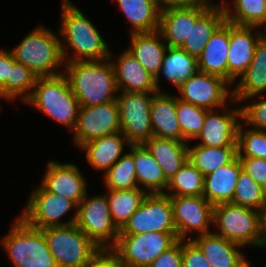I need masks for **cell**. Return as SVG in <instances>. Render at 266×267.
I'll use <instances>...</instances> for the list:
<instances>
[{
    "label": "cell",
    "mask_w": 266,
    "mask_h": 267,
    "mask_svg": "<svg viewBox=\"0 0 266 267\" xmlns=\"http://www.w3.org/2000/svg\"><path fill=\"white\" fill-rule=\"evenodd\" d=\"M61 2L62 17L59 34L63 37L60 41L64 62L108 59L111 51L97 27L71 1L62 0ZM64 42L66 44H63ZM68 48L73 50L74 55L68 54L70 53Z\"/></svg>",
    "instance_id": "1"
},
{
    "label": "cell",
    "mask_w": 266,
    "mask_h": 267,
    "mask_svg": "<svg viewBox=\"0 0 266 267\" xmlns=\"http://www.w3.org/2000/svg\"><path fill=\"white\" fill-rule=\"evenodd\" d=\"M64 75L80 106H94L116 100V78L110 59L65 62Z\"/></svg>",
    "instance_id": "2"
},
{
    "label": "cell",
    "mask_w": 266,
    "mask_h": 267,
    "mask_svg": "<svg viewBox=\"0 0 266 267\" xmlns=\"http://www.w3.org/2000/svg\"><path fill=\"white\" fill-rule=\"evenodd\" d=\"M24 102L71 132L75 129L80 103L64 74L38 77L31 95Z\"/></svg>",
    "instance_id": "3"
},
{
    "label": "cell",
    "mask_w": 266,
    "mask_h": 267,
    "mask_svg": "<svg viewBox=\"0 0 266 267\" xmlns=\"http://www.w3.org/2000/svg\"><path fill=\"white\" fill-rule=\"evenodd\" d=\"M37 26L21 42L11 49L15 61L22 63L38 77L56 76L64 73L57 70L65 65L59 35Z\"/></svg>",
    "instance_id": "4"
},
{
    "label": "cell",
    "mask_w": 266,
    "mask_h": 267,
    "mask_svg": "<svg viewBox=\"0 0 266 267\" xmlns=\"http://www.w3.org/2000/svg\"><path fill=\"white\" fill-rule=\"evenodd\" d=\"M213 224L217 235L245 246L263 247L265 242V214L262 211L233 203L214 206Z\"/></svg>",
    "instance_id": "5"
},
{
    "label": "cell",
    "mask_w": 266,
    "mask_h": 267,
    "mask_svg": "<svg viewBox=\"0 0 266 267\" xmlns=\"http://www.w3.org/2000/svg\"><path fill=\"white\" fill-rule=\"evenodd\" d=\"M0 243L14 267H58L43 231L29 226L20 216Z\"/></svg>",
    "instance_id": "6"
},
{
    "label": "cell",
    "mask_w": 266,
    "mask_h": 267,
    "mask_svg": "<svg viewBox=\"0 0 266 267\" xmlns=\"http://www.w3.org/2000/svg\"><path fill=\"white\" fill-rule=\"evenodd\" d=\"M41 230L58 267H83L102 252L76 224Z\"/></svg>",
    "instance_id": "7"
},
{
    "label": "cell",
    "mask_w": 266,
    "mask_h": 267,
    "mask_svg": "<svg viewBox=\"0 0 266 267\" xmlns=\"http://www.w3.org/2000/svg\"><path fill=\"white\" fill-rule=\"evenodd\" d=\"M177 241V233L119 235L110 252L121 267H148Z\"/></svg>",
    "instance_id": "8"
},
{
    "label": "cell",
    "mask_w": 266,
    "mask_h": 267,
    "mask_svg": "<svg viewBox=\"0 0 266 267\" xmlns=\"http://www.w3.org/2000/svg\"><path fill=\"white\" fill-rule=\"evenodd\" d=\"M75 224L102 251H110L117 242L120 230L113 222L106 194L88 197L86 193Z\"/></svg>",
    "instance_id": "9"
},
{
    "label": "cell",
    "mask_w": 266,
    "mask_h": 267,
    "mask_svg": "<svg viewBox=\"0 0 266 267\" xmlns=\"http://www.w3.org/2000/svg\"><path fill=\"white\" fill-rule=\"evenodd\" d=\"M73 208L76 209L69 221H62V216ZM78 206L71 200L37 186L27 200L26 208L21 218L31 227L44 229L46 227L68 226L76 223ZM61 219V220H60Z\"/></svg>",
    "instance_id": "10"
},
{
    "label": "cell",
    "mask_w": 266,
    "mask_h": 267,
    "mask_svg": "<svg viewBox=\"0 0 266 267\" xmlns=\"http://www.w3.org/2000/svg\"><path fill=\"white\" fill-rule=\"evenodd\" d=\"M156 94L120 92L117 95L121 133L130 144H143L153 136L150 106Z\"/></svg>",
    "instance_id": "11"
},
{
    "label": "cell",
    "mask_w": 266,
    "mask_h": 267,
    "mask_svg": "<svg viewBox=\"0 0 266 267\" xmlns=\"http://www.w3.org/2000/svg\"><path fill=\"white\" fill-rule=\"evenodd\" d=\"M149 232L177 233L170 196L148 194L140 207L119 231V235Z\"/></svg>",
    "instance_id": "12"
},
{
    "label": "cell",
    "mask_w": 266,
    "mask_h": 267,
    "mask_svg": "<svg viewBox=\"0 0 266 267\" xmlns=\"http://www.w3.org/2000/svg\"><path fill=\"white\" fill-rule=\"evenodd\" d=\"M73 132V143L79 148L97 138L121 132L117 100L94 106H80Z\"/></svg>",
    "instance_id": "13"
},
{
    "label": "cell",
    "mask_w": 266,
    "mask_h": 267,
    "mask_svg": "<svg viewBox=\"0 0 266 267\" xmlns=\"http://www.w3.org/2000/svg\"><path fill=\"white\" fill-rule=\"evenodd\" d=\"M228 81L222 77L197 71L178 87L177 98L207 110L224 108L232 99Z\"/></svg>",
    "instance_id": "14"
},
{
    "label": "cell",
    "mask_w": 266,
    "mask_h": 267,
    "mask_svg": "<svg viewBox=\"0 0 266 267\" xmlns=\"http://www.w3.org/2000/svg\"><path fill=\"white\" fill-rule=\"evenodd\" d=\"M170 200L178 240H188V234L193 231L197 236L211 232L214 206L203 196H178L170 197Z\"/></svg>",
    "instance_id": "15"
},
{
    "label": "cell",
    "mask_w": 266,
    "mask_h": 267,
    "mask_svg": "<svg viewBox=\"0 0 266 267\" xmlns=\"http://www.w3.org/2000/svg\"><path fill=\"white\" fill-rule=\"evenodd\" d=\"M40 185L48 192L73 201L77 206L88 192L87 181L78 166L55 160L47 163Z\"/></svg>",
    "instance_id": "16"
},
{
    "label": "cell",
    "mask_w": 266,
    "mask_h": 267,
    "mask_svg": "<svg viewBox=\"0 0 266 267\" xmlns=\"http://www.w3.org/2000/svg\"><path fill=\"white\" fill-rule=\"evenodd\" d=\"M226 111V112H225ZM225 112V113H224ZM219 114V110H209L200 134L196 139L201 142L198 145L208 147L237 146L238 128L241 120V109H226Z\"/></svg>",
    "instance_id": "17"
},
{
    "label": "cell",
    "mask_w": 266,
    "mask_h": 267,
    "mask_svg": "<svg viewBox=\"0 0 266 267\" xmlns=\"http://www.w3.org/2000/svg\"><path fill=\"white\" fill-rule=\"evenodd\" d=\"M258 27L240 26L229 22L228 82L234 84L252 62L260 41ZM254 30H256L254 32ZM256 35H255V34Z\"/></svg>",
    "instance_id": "18"
},
{
    "label": "cell",
    "mask_w": 266,
    "mask_h": 267,
    "mask_svg": "<svg viewBox=\"0 0 266 267\" xmlns=\"http://www.w3.org/2000/svg\"><path fill=\"white\" fill-rule=\"evenodd\" d=\"M210 6L168 7L160 11L159 29L169 47H182L192 29V24Z\"/></svg>",
    "instance_id": "19"
},
{
    "label": "cell",
    "mask_w": 266,
    "mask_h": 267,
    "mask_svg": "<svg viewBox=\"0 0 266 267\" xmlns=\"http://www.w3.org/2000/svg\"><path fill=\"white\" fill-rule=\"evenodd\" d=\"M110 52L118 92L158 93L155 78L128 51L122 52L117 59H113ZM113 59V60H112Z\"/></svg>",
    "instance_id": "20"
},
{
    "label": "cell",
    "mask_w": 266,
    "mask_h": 267,
    "mask_svg": "<svg viewBox=\"0 0 266 267\" xmlns=\"http://www.w3.org/2000/svg\"><path fill=\"white\" fill-rule=\"evenodd\" d=\"M203 252L212 267H250V263L241 252L242 245L227 240L214 232L189 237Z\"/></svg>",
    "instance_id": "21"
},
{
    "label": "cell",
    "mask_w": 266,
    "mask_h": 267,
    "mask_svg": "<svg viewBox=\"0 0 266 267\" xmlns=\"http://www.w3.org/2000/svg\"><path fill=\"white\" fill-rule=\"evenodd\" d=\"M150 117L154 137L183 141L176 115V96L163 90L158 92L151 102Z\"/></svg>",
    "instance_id": "22"
},
{
    "label": "cell",
    "mask_w": 266,
    "mask_h": 267,
    "mask_svg": "<svg viewBox=\"0 0 266 267\" xmlns=\"http://www.w3.org/2000/svg\"><path fill=\"white\" fill-rule=\"evenodd\" d=\"M242 164L237 156L232 162L219 167L204 177L203 197L213 206L233 200Z\"/></svg>",
    "instance_id": "23"
},
{
    "label": "cell",
    "mask_w": 266,
    "mask_h": 267,
    "mask_svg": "<svg viewBox=\"0 0 266 267\" xmlns=\"http://www.w3.org/2000/svg\"><path fill=\"white\" fill-rule=\"evenodd\" d=\"M229 22L225 21L211 36L197 58L198 71L228 81Z\"/></svg>",
    "instance_id": "24"
},
{
    "label": "cell",
    "mask_w": 266,
    "mask_h": 267,
    "mask_svg": "<svg viewBox=\"0 0 266 267\" xmlns=\"http://www.w3.org/2000/svg\"><path fill=\"white\" fill-rule=\"evenodd\" d=\"M130 41L127 50L156 78L168 48L161 33L157 30L149 33L130 34Z\"/></svg>",
    "instance_id": "25"
},
{
    "label": "cell",
    "mask_w": 266,
    "mask_h": 267,
    "mask_svg": "<svg viewBox=\"0 0 266 267\" xmlns=\"http://www.w3.org/2000/svg\"><path fill=\"white\" fill-rule=\"evenodd\" d=\"M232 92L231 102H242L245 98L260 96L266 91V42L261 40L256 45L249 67L239 77Z\"/></svg>",
    "instance_id": "26"
},
{
    "label": "cell",
    "mask_w": 266,
    "mask_h": 267,
    "mask_svg": "<svg viewBox=\"0 0 266 267\" xmlns=\"http://www.w3.org/2000/svg\"><path fill=\"white\" fill-rule=\"evenodd\" d=\"M129 152L133 155L136 178L148 194H164L169 180L161 166L143 144H130ZM147 189V190H146Z\"/></svg>",
    "instance_id": "27"
},
{
    "label": "cell",
    "mask_w": 266,
    "mask_h": 267,
    "mask_svg": "<svg viewBox=\"0 0 266 267\" xmlns=\"http://www.w3.org/2000/svg\"><path fill=\"white\" fill-rule=\"evenodd\" d=\"M130 143L121 133L93 139L83 144L79 149L85 151L87 162L95 171L106 173L120 158L125 146Z\"/></svg>",
    "instance_id": "28"
},
{
    "label": "cell",
    "mask_w": 266,
    "mask_h": 267,
    "mask_svg": "<svg viewBox=\"0 0 266 267\" xmlns=\"http://www.w3.org/2000/svg\"><path fill=\"white\" fill-rule=\"evenodd\" d=\"M225 21V12L222 4H212L196 20L195 24H192L190 36H188L181 48L197 59L211 36Z\"/></svg>",
    "instance_id": "29"
},
{
    "label": "cell",
    "mask_w": 266,
    "mask_h": 267,
    "mask_svg": "<svg viewBox=\"0 0 266 267\" xmlns=\"http://www.w3.org/2000/svg\"><path fill=\"white\" fill-rule=\"evenodd\" d=\"M143 145L161 166L169 180L188 160V143L152 136Z\"/></svg>",
    "instance_id": "30"
},
{
    "label": "cell",
    "mask_w": 266,
    "mask_h": 267,
    "mask_svg": "<svg viewBox=\"0 0 266 267\" xmlns=\"http://www.w3.org/2000/svg\"><path fill=\"white\" fill-rule=\"evenodd\" d=\"M130 26V34L149 33L159 29L161 8L158 0H116Z\"/></svg>",
    "instance_id": "31"
},
{
    "label": "cell",
    "mask_w": 266,
    "mask_h": 267,
    "mask_svg": "<svg viewBox=\"0 0 266 267\" xmlns=\"http://www.w3.org/2000/svg\"><path fill=\"white\" fill-rule=\"evenodd\" d=\"M198 71L197 59L190 56L181 47H169L164 55L161 70L155 78V86L161 92L159 79L161 74L176 88Z\"/></svg>",
    "instance_id": "32"
},
{
    "label": "cell",
    "mask_w": 266,
    "mask_h": 267,
    "mask_svg": "<svg viewBox=\"0 0 266 267\" xmlns=\"http://www.w3.org/2000/svg\"><path fill=\"white\" fill-rule=\"evenodd\" d=\"M106 193L109 210L115 226L121 230L148 195L141 188L110 190Z\"/></svg>",
    "instance_id": "33"
},
{
    "label": "cell",
    "mask_w": 266,
    "mask_h": 267,
    "mask_svg": "<svg viewBox=\"0 0 266 267\" xmlns=\"http://www.w3.org/2000/svg\"><path fill=\"white\" fill-rule=\"evenodd\" d=\"M238 156L237 146L208 147L188 143V160L204 175L227 165Z\"/></svg>",
    "instance_id": "34"
},
{
    "label": "cell",
    "mask_w": 266,
    "mask_h": 267,
    "mask_svg": "<svg viewBox=\"0 0 266 267\" xmlns=\"http://www.w3.org/2000/svg\"><path fill=\"white\" fill-rule=\"evenodd\" d=\"M204 177L205 176L187 160L175 175L169 179L164 194L170 197L203 196Z\"/></svg>",
    "instance_id": "35"
},
{
    "label": "cell",
    "mask_w": 266,
    "mask_h": 267,
    "mask_svg": "<svg viewBox=\"0 0 266 267\" xmlns=\"http://www.w3.org/2000/svg\"><path fill=\"white\" fill-rule=\"evenodd\" d=\"M231 11L228 2L221 3L227 22L240 26L259 27L266 18V0H233Z\"/></svg>",
    "instance_id": "36"
},
{
    "label": "cell",
    "mask_w": 266,
    "mask_h": 267,
    "mask_svg": "<svg viewBox=\"0 0 266 267\" xmlns=\"http://www.w3.org/2000/svg\"><path fill=\"white\" fill-rule=\"evenodd\" d=\"M38 75L22 63L15 61L10 67L9 78L3 85V99L25 101L32 93Z\"/></svg>",
    "instance_id": "37"
},
{
    "label": "cell",
    "mask_w": 266,
    "mask_h": 267,
    "mask_svg": "<svg viewBox=\"0 0 266 267\" xmlns=\"http://www.w3.org/2000/svg\"><path fill=\"white\" fill-rule=\"evenodd\" d=\"M231 203L262 211L266 214V190L257 184L244 170H241Z\"/></svg>",
    "instance_id": "38"
},
{
    "label": "cell",
    "mask_w": 266,
    "mask_h": 267,
    "mask_svg": "<svg viewBox=\"0 0 266 267\" xmlns=\"http://www.w3.org/2000/svg\"><path fill=\"white\" fill-rule=\"evenodd\" d=\"M105 188L126 190L138 188L133 155L124 152L116 163L104 173Z\"/></svg>",
    "instance_id": "39"
},
{
    "label": "cell",
    "mask_w": 266,
    "mask_h": 267,
    "mask_svg": "<svg viewBox=\"0 0 266 267\" xmlns=\"http://www.w3.org/2000/svg\"><path fill=\"white\" fill-rule=\"evenodd\" d=\"M209 110L184 102L176 96V115L183 135V142L189 143L200 134L206 113Z\"/></svg>",
    "instance_id": "40"
},
{
    "label": "cell",
    "mask_w": 266,
    "mask_h": 267,
    "mask_svg": "<svg viewBox=\"0 0 266 267\" xmlns=\"http://www.w3.org/2000/svg\"><path fill=\"white\" fill-rule=\"evenodd\" d=\"M242 121L238 128V157H255L266 159V131L253 128L243 129Z\"/></svg>",
    "instance_id": "41"
},
{
    "label": "cell",
    "mask_w": 266,
    "mask_h": 267,
    "mask_svg": "<svg viewBox=\"0 0 266 267\" xmlns=\"http://www.w3.org/2000/svg\"><path fill=\"white\" fill-rule=\"evenodd\" d=\"M258 96H253L250 98H245L242 101L251 100V103L240 107L241 109V119L243 123L250 126L256 130L266 131V99L262 98L253 102L254 98Z\"/></svg>",
    "instance_id": "42"
},
{
    "label": "cell",
    "mask_w": 266,
    "mask_h": 267,
    "mask_svg": "<svg viewBox=\"0 0 266 267\" xmlns=\"http://www.w3.org/2000/svg\"><path fill=\"white\" fill-rule=\"evenodd\" d=\"M182 267H212L192 240H182Z\"/></svg>",
    "instance_id": "43"
},
{
    "label": "cell",
    "mask_w": 266,
    "mask_h": 267,
    "mask_svg": "<svg viewBox=\"0 0 266 267\" xmlns=\"http://www.w3.org/2000/svg\"><path fill=\"white\" fill-rule=\"evenodd\" d=\"M242 170L266 190V159L255 157H239Z\"/></svg>",
    "instance_id": "44"
},
{
    "label": "cell",
    "mask_w": 266,
    "mask_h": 267,
    "mask_svg": "<svg viewBox=\"0 0 266 267\" xmlns=\"http://www.w3.org/2000/svg\"><path fill=\"white\" fill-rule=\"evenodd\" d=\"M148 267H182V240L164 251Z\"/></svg>",
    "instance_id": "45"
},
{
    "label": "cell",
    "mask_w": 266,
    "mask_h": 267,
    "mask_svg": "<svg viewBox=\"0 0 266 267\" xmlns=\"http://www.w3.org/2000/svg\"><path fill=\"white\" fill-rule=\"evenodd\" d=\"M15 62L13 53L11 50H0V83L4 85L9 78L10 67Z\"/></svg>",
    "instance_id": "46"
},
{
    "label": "cell",
    "mask_w": 266,
    "mask_h": 267,
    "mask_svg": "<svg viewBox=\"0 0 266 267\" xmlns=\"http://www.w3.org/2000/svg\"><path fill=\"white\" fill-rule=\"evenodd\" d=\"M83 267H121L110 251L100 252L92 261Z\"/></svg>",
    "instance_id": "47"
},
{
    "label": "cell",
    "mask_w": 266,
    "mask_h": 267,
    "mask_svg": "<svg viewBox=\"0 0 266 267\" xmlns=\"http://www.w3.org/2000/svg\"><path fill=\"white\" fill-rule=\"evenodd\" d=\"M161 9L168 7L211 6L212 0H158Z\"/></svg>",
    "instance_id": "48"
},
{
    "label": "cell",
    "mask_w": 266,
    "mask_h": 267,
    "mask_svg": "<svg viewBox=\"0 0 266 267\" xmlns=\"http://www.w3.org/2000/svg\"><path fill=\"white\" fill-rule=\"evenodd\" d=\"M264 24V25H263ZM264 27L265 29L264 30H262V29H260V27ZM259 33H260V38H261V40H263V41H265L266 42V18H265V20L261 23V25H259ZM264 31V32H262V31Z\"/></svg>",
    "instance_id": "49"
},
{
    "label": "cell",
    "mask_w": 266,
    "mask_h": 267,
    "mask_svg": "<svg viewBox=\"0 0 266 267\" xmlns=\"http://www.w3.org/2000/svg\"><path fill=\"white\" fill-rule=\"evenodd\" d=\"M3 98V85L0 83V99Z\"/></svg>",
    "instance_id": "50"
},
{
    "label": "cell",
    "mask_w": 266,
    "mask_h": 267,
    "mask_svg": "<svg viewBox=\"0 0 266 267\" xmlns=\"http://www.w3.org/2000/svg\"><path fill=\"white\" fill-rule=\"evenodd\" d=\"M264 246H266V214H265V242H264Z\"/></svg>",
    "instance_id": "51"
}]
</instances>
